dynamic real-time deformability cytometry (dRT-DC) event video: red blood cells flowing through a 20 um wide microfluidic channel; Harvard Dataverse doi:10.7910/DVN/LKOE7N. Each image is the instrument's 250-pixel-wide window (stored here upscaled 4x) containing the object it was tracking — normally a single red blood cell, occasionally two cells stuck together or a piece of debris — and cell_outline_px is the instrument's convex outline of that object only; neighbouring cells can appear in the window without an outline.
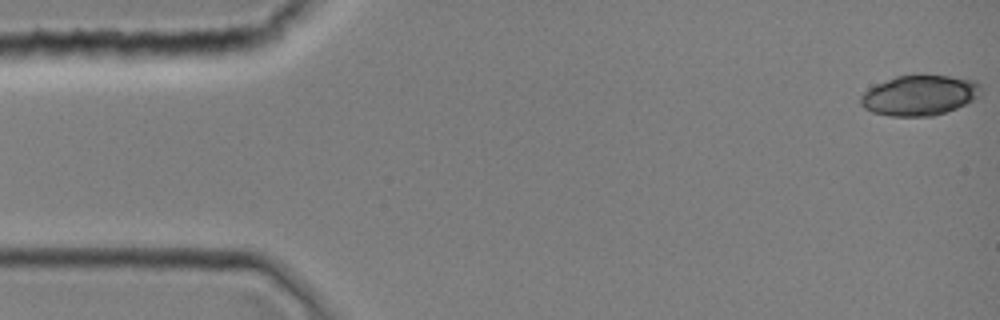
{"species": "common noctule bat (a hibernating species)", "species_latin": "Nyctalus noctula", "temperature_condition": "room temperature", "stored_images_in_passage": 11, "camera_frame_rate_fps": 3000, "um_per_image_px": 0.085, "animal": {"sex": "female", "body_mass_g": 19.0, "forearm_length_mm": 51.5}, "frame": {"image": 1, "passage_image": 1, "time_ms": 0.0, "image_size_px": [1000, 320], "cell_outline_px": [[980, 96], [956, 108], [932, 116], [892, 116], [872, 112], [864, 108], [860, 104], [860, 96], [868, 88], [876, 84], [896, 76], [916, 72], [920, 72], [976, 80], [980, 84]], "centroid_in_image_um": [78.14, 8.06], "position_along_channel_um": 6.9, "area_um2": 28.78}}
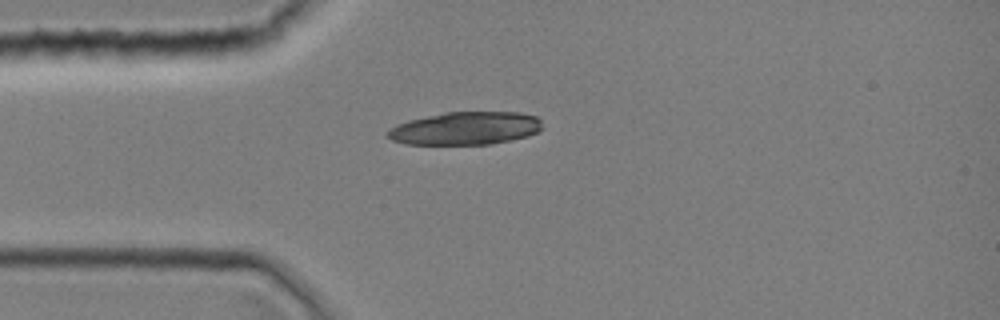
{"frame": {"image": 2, "passage_image": 10, "time_ms": 3.0, "image_size_px": [1000, 320], "cell_outline_px": [[540, 128], [536, 132], [528, 136], [488, 144], [404, 144], [392, 140], [388, 136], [388, 128], [396, 124], [408, 120], [444, 112], [520, 112], [536, 116], [540, 120]], "centroid_in_image_um": [39.52, 10.9], "position_along_channel_um": 45.5, "area_um2": 29.54}}